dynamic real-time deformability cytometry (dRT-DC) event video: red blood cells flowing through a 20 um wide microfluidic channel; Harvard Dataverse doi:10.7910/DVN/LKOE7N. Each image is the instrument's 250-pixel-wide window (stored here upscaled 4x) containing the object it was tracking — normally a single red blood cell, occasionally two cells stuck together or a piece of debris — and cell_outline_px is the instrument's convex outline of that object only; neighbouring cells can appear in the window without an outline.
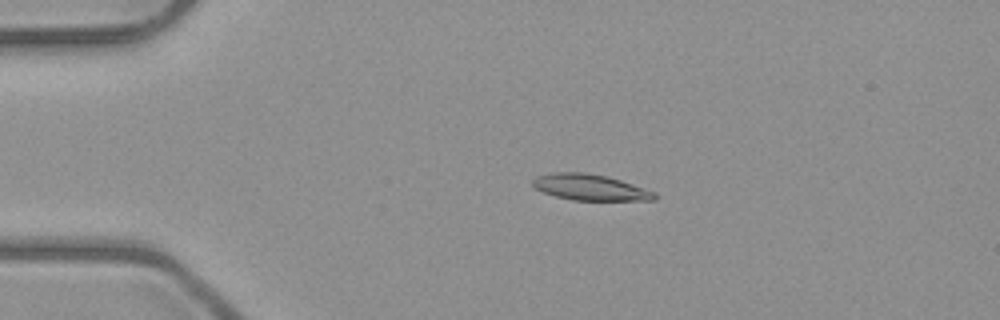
{"species": "common noctule bat (a hibernating species)", "species_latin": "Nyctalus noctula", "temperature_condition": "room temperature", "stored_images_in_passage": 5, "camera_frame_rate_fps": 3000, "um_per_image_px": 0.085, "animal": {"sex": "male", "body_mass_g": 23.1, "forearm_length_mm": 52.7}, "frame": {"image": 1, "passage_image": 4, "time_ms": 3.333, "image_size_px": [1000, 320], "cell_outline_px": [[656, 200], [572, 200], [556, 196], [544, 192], [536, 188], [532, 184], [532, 180], [536, 176], [552, 172], [584, 172], [608, 176], [656, 192]], "centroid_in_image_um": [50.15, 15.91], "position_along_channel_um": 34.8, "area_um2": 18.44}}